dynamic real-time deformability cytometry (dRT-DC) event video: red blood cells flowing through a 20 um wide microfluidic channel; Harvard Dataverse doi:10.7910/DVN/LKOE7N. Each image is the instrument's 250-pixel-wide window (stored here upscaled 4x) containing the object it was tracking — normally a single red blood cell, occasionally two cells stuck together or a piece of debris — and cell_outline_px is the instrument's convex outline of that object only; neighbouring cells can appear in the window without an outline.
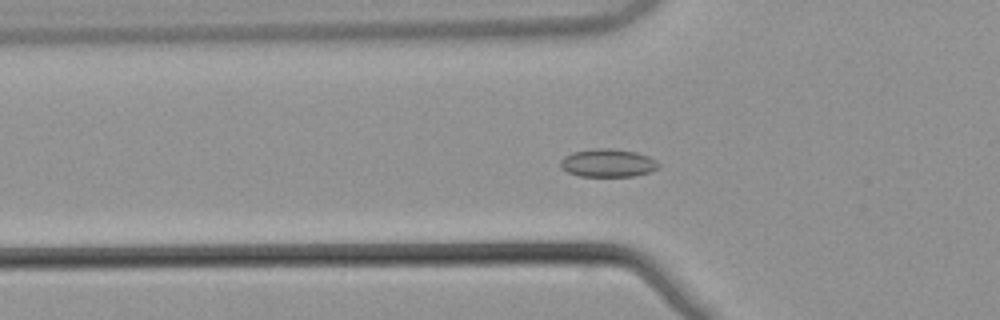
{"species": "common noctule bat (a hibernating species)", "species_latin": "Nyctalus noctula", "temperature_condition": "warm", "stored_images_in_passage": 52, "camera_frame_rate_fps": 3000, "um_per_image_px": 0.085, "animal": {"sex": "male", "body_mass_g": 21.5, "forearm_length_mm": 52.0}, "frame": {"image": 1, "passage_image": 17, "time_ms": 5.333, "image_size_px": [1000, 320], "cell_outline_px": [[660, 168], [636, 176], [580, 176], [568, 172], [560, 168], [560, 160], [564, 156], [572, 152], [592, 148], [612, 148], [636, 152], [648, 156], [656, 160], [660, 164]], "centroid_in_image_um": [51.66, 13.84], "position_along_channel_um": 74.1, "area_um2": 16.24}}
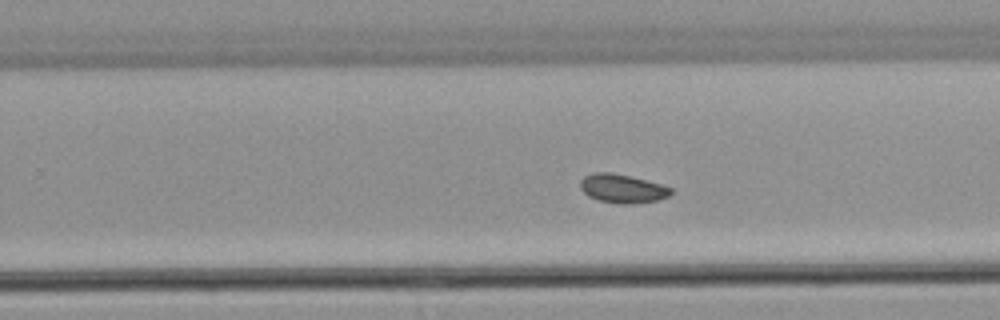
{"frame": {"image": 2, "passage_image": 33, "time_ms": 10.667, "image_size_px": [1000, 320], "cell_outline_px": [[672, 192], [668, 196], [656, 200], [632, 204], [620, 204], [600, 200], [588, 196], [580, 188], [580, 180], [584, 176], [592, 172], [612, 172], [660, 184], [672, 188]], "centroid_in_image_um": [52.86, 16.02], "position_along_channel_um": 276.9, "area_um2": 15.03}}
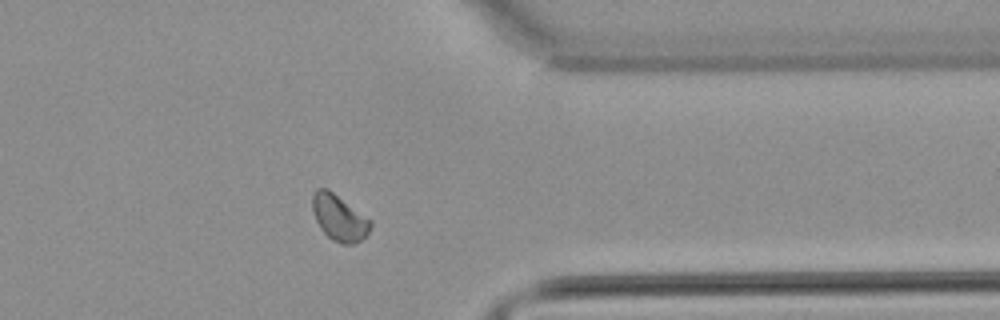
{"frame": {"image": 3, "passage_image": 42, "time_ms": 13.667, "image_size_px": [1000, 320], "cell_outline_px": [[372, 224], [368, 232], [360, 240], [352, 244], [340, 244], [332, 240], [320, 228], [316, 220], [312, 208], [312, 192], [316, 188], [328, 188], [372, 220]], "centroid_in_image_um": [28.81, 18.48], "position_along_channel_um": 382.6, "area_um2": 15.66}, "authors_computed_cell_mechanics": {"area_um2": 15.317, "velocity_mm_per_s": 3.8075, "shape_relaxation_time_tau1_ms": null, "shape_relaxation_time_tau2_ms": 1.8713, "deformation_change_tau1": null, "deformation_change_tau2": 0.0445}}